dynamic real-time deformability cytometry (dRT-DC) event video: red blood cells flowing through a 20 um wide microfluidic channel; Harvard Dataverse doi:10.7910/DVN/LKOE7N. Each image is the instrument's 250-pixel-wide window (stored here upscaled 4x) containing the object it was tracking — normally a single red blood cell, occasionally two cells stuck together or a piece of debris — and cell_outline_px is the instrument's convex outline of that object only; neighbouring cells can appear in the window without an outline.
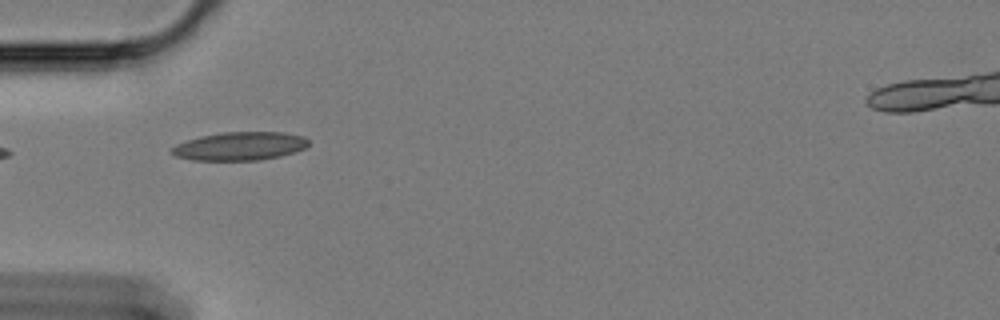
{"species": "Egyptian fruit bat (a non-hibernating species)", "species_latin": "Rousettus aegyptiacus", "temperature_condition": "cold", "stored_images_in_passage": 6, "camera_frame_rate_fps": 3000, "um_per_image_px": 0.085, "animal": {"sex": "female"}, "frame": {"image": 1, "passage_image": 1, "time_ms": 0.0, "image_size_px": [1000, 320], "cell_outline_px": [[308, 144], [304, 148], [280, 156], [260, 160], [192, 160], [176, 156], [168, 152], [176, 144], [200, 136], [220, 132], [284, 132], [304, 136], [308, 140]], "centroid_in_image_um": [20.36, 12.42], "position_along_channel_um": 64.6, "area_um2": 22.6}}